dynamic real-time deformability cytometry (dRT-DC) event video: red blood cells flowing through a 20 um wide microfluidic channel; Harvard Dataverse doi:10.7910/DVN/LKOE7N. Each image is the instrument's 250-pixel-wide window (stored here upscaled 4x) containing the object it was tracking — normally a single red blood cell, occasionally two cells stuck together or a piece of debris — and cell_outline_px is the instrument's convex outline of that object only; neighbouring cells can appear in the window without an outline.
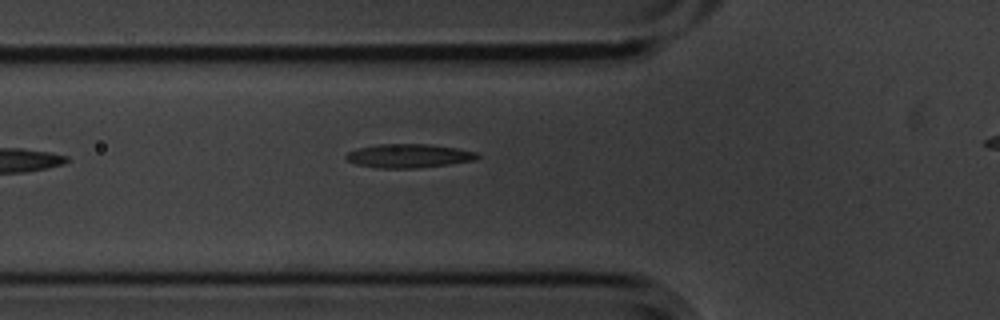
{"species": "common noctule bat (a hibernating species)", "species_latin": "Nyctalus noctula", "temperature_condition": "cold", "stored_images_in_passage": 6, "segment_of_instrument_passage": [1, 2], "camera_frame_rate_fps": 3000, "um_per_image_px": 0.085, "animal": {"sex": "male", "body_mass_g": 20.1, "forearm_length_mm": 53.5}, "frame": {"image": 1, "passage_image": 5, "time_ms": 1.333, "image_size_px": [1000, 320], "cell_outline_px": [[480, 156], [476, 160], [448, 164], [416, 168], [380, 168], [356, 164], [348, 160], [344, 156], [348, 152], [356, 148], [376, 144], [432, 144], [460, 148], [476, 152]], "centroid_in_image_um": [34.76, 13.23], "position_along_channel_um": 91.0, "area_um2": 18.32}}